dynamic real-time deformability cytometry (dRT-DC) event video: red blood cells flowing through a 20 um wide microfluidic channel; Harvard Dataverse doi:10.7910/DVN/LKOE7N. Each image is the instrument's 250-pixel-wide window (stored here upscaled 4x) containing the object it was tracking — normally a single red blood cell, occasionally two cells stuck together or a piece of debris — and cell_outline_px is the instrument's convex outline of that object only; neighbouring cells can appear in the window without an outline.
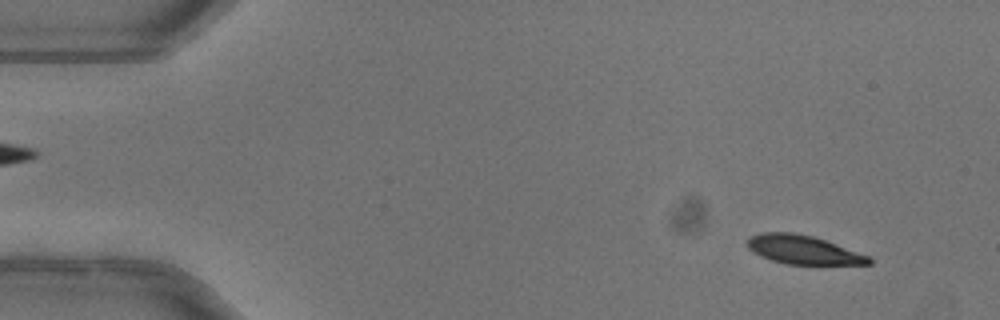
{"species": "common noctule bat (a hibernating species)", "species_latin": "Nyctalus noctula", "temperature_condition": "warm", "stored_images_in_passage": 51, "camera_frame_rate_fps": 3000, "um_per_image_px": 0.085, "animal": {"sex": "female"}, "frame": {"image": 1, "passage_image": 4, "time_ms": 1.0, "image_size_px": [1000, 320], "cell_outline_px": [[872, 264], [784, 264], [760, 256], [752, 252], [748, 248], [748, 240], [752, 236], [760, 232], [792, 232], [812, 236], [872, 256]], "centroid_in_image_um": [68.29, 21.23], "position_along_channel_um": 16.7, "area_um2": 20.35}}
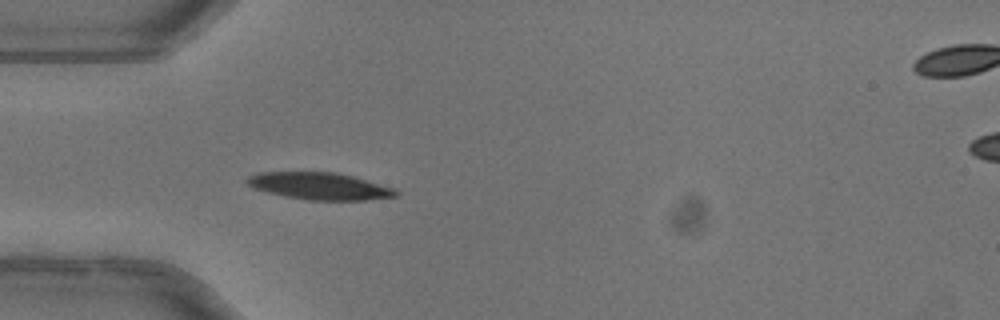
{"frame": {"image": 2, "passage_image": 15, "time_ms": 4.667, "image_size_px": [1000, 320], "cell_outline_px": [[400, 192], [396, 196], [364, 200], [308, 200], [284, 196], [252, 188], [244, 180], [248, 176], [260, 172], [336, 172], [352, 176], [392, 188]], "centroid_in_image_um": [27.11, 15.81], "position_along_channel_um": 57.9, "area_um2": 23.29}}
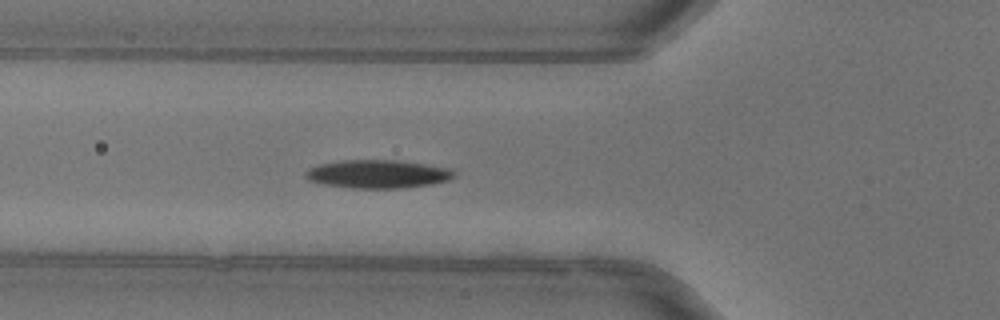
{"frame": {"image": 3, "passage_image": 18, "time_ms": 5.667, "image_size_px": [1000, 320], "cell_outline_px": [[456, 176], [448, 180], [432, 184], [396, 188], [352, 188], [324, 184], [308, 180], [304, 176], [304, 172], [308, 168], [320, 164], [344, 160], [396, 160], [452, 168], [456, 172]], "centroid_in_image_um": [32.12, 14.79], "position_along_channel_um": 93.7, "area_um2": 24.51}, "authors_computed_cell_mechanics": {"area_um2": 23.0044, "velocity_mm_per_s": 4.0043, "shape_relaxation_time_tau1_ms": 3.5755, "shape_relaxation_time_tau2_ms": null, "deformation_change_tau1": 0.1396, "deformation_change_tau2": null}}